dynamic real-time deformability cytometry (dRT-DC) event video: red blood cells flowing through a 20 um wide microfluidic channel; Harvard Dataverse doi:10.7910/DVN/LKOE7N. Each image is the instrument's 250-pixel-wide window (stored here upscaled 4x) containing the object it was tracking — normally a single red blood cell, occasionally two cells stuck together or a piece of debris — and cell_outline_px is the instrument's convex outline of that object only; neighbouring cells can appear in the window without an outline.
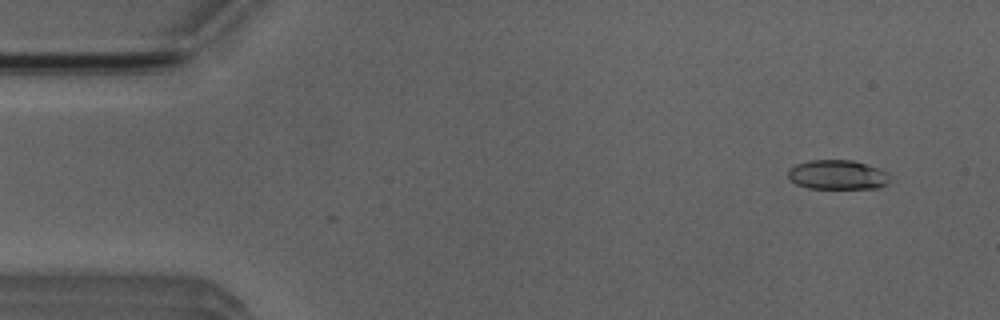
{"species": "Egyptian fruit bat (a non-hibernating species)", "species_latin": "Rousettus aegyptiacus", "temperature_condition": "room temperature", "stored_images_in_passage": 5, "camera_frame_rate_fps": 3000, "um_per_image_px": 0.085, "animal": {"sex": "male"}, "frame": {"image": 1, "passage_image": 3, "time_ms": 0.667, "image_size_px": [1000, 320], "cell_outline_px": [[888, 184], [880, 188], [808, 188], [796, 184], [788, 180], [788, 168], [796, 164], [808, 160], [852, 160], [868, 164], [880, 168], [888, 172]], "centroid_in_image_um": [71.17, 14.85], "position_along_channel_um": 13.8, "area_um2": 17.74}}